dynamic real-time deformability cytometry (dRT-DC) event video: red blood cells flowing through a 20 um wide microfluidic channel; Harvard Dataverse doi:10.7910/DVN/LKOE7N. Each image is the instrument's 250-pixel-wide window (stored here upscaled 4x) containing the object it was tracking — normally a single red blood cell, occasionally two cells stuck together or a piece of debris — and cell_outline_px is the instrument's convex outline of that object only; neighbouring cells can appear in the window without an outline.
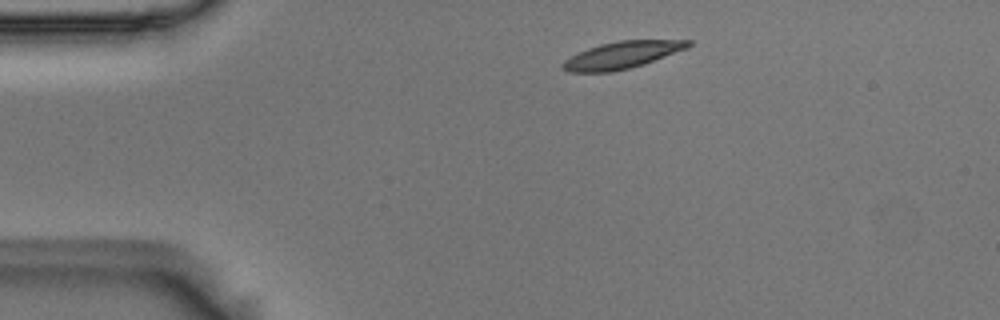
{"species": "Egyptian fruit bat (a non-hibernating species)", "species_latin": "Rousettus aegyptiacus", "temperature_condition": "room temperature", "stored_images_in_passage": 9, "camera_frame_rate_fps": 3000, "um_per_image_px": 0.085, "animal": {"sex": "male"}, "frame": {"image": 1, "passage_image": 1, "time_ms": 0.0, "image_size_px": [1000, 320], "cell_outline_px": [[692, 44], [688, 48], [644, 64], [612, 72], [568, 72], [560, 68], [560, 64], [564, 60], [588, 48], [600, 44], [620, 40], [692, 40]], "centroid_in_image_um": [52.86, 4.68], "position_along_channel_um": 32.1, "area_um2": 19.77}}
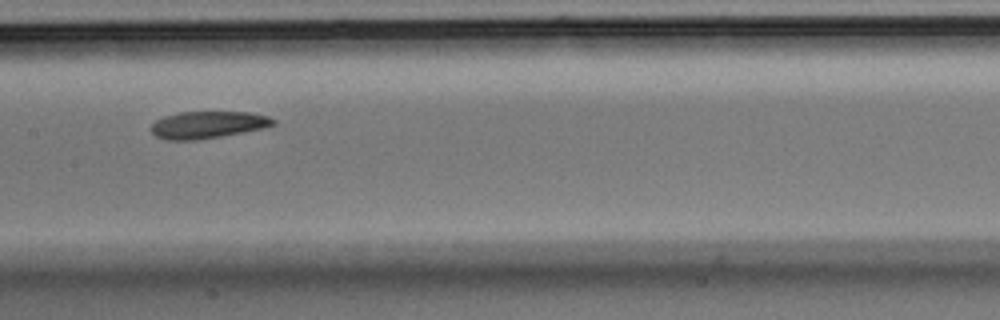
{"frame": {"image": 2, "passage_image": 6, "time_ms": 1.667, "image_size_px": [1000, 320], "cell_outline_px": [[276, 124], [264, 128], [220, 136], [196, 140], [168, 140], [156, 136], [152, 132], [152, 124], [156, 120], [164, 116], [180, 112], [248, 112], [268, 116], [276, 120]], "centroid_in_image_um": [17.68, 10.6], "position_along_channel_um": 189.7, "area_um2": 19.13}}
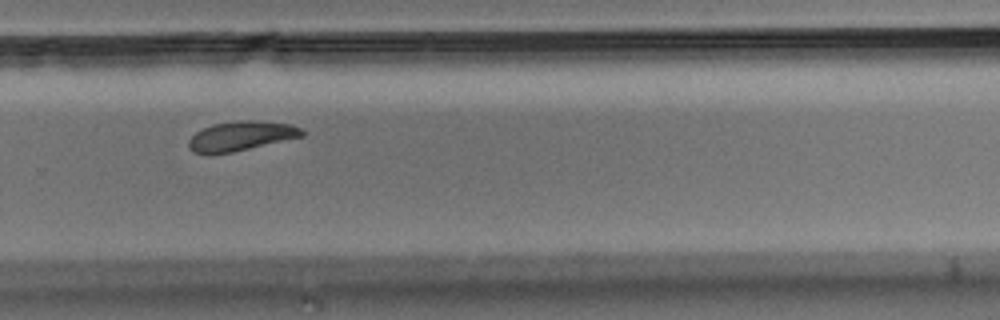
{"frame": {"image": 3, "passage_image": 9, "time_ms": 2.667, "image_size_px": [1000, 320], "cell_outline_px": [[304, 136], [232, 152], [196, 152], [188, 148], [188, 140], [196, 132], [212, 124], [236, 120], [252, 120], [288, 124], [300, 128], [304, 132]], "centroid_in_image_um": [20.49, 11.54], "position_along_channel_um": 309.3, "area_um2": 19.02}}